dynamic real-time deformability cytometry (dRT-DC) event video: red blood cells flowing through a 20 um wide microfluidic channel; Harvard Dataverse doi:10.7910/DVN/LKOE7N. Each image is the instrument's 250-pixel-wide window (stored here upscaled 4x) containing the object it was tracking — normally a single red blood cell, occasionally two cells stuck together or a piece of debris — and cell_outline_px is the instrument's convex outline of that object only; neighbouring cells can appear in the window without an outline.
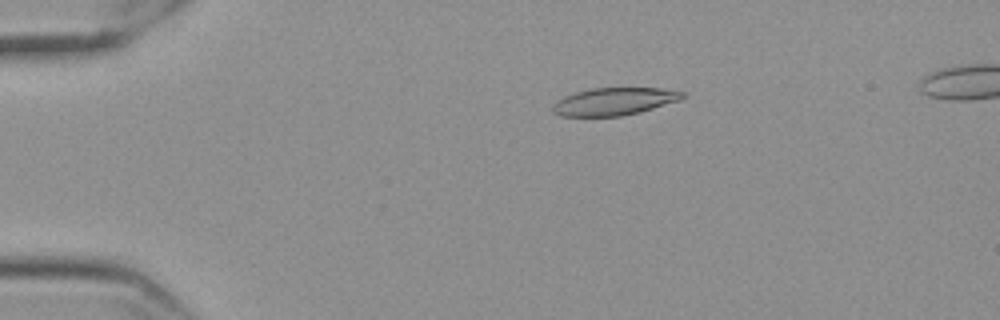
{"species": "Egyptian fruit bat (a non-hibernating species)", "species_latin": "Rousettus aegyptiacus", "temperature_condition": "cold", "stored_images_in_passage": 59, "segment_of_instrument_passage": [1, 2], "camera_frame_rate_fps": 3000, "um_per_image_px": 0.085, "frame": {"image": 1, "passage_image": 12, "time_ms": 3.667, "image_size_px": [1000, 320], "cell_outline_px": [[688, 96], [680, 100], [640, 112], [620, 116], [560, 116], [552, 112], [552, 104], [556, 100], [564, 96], [576, 92], [592, 88], [660, 88], [688, 92]], "centroid_in_image_um": [52.23, 8.62], "position_along_channel_um": 32.8, "area_um2": 21.04}}
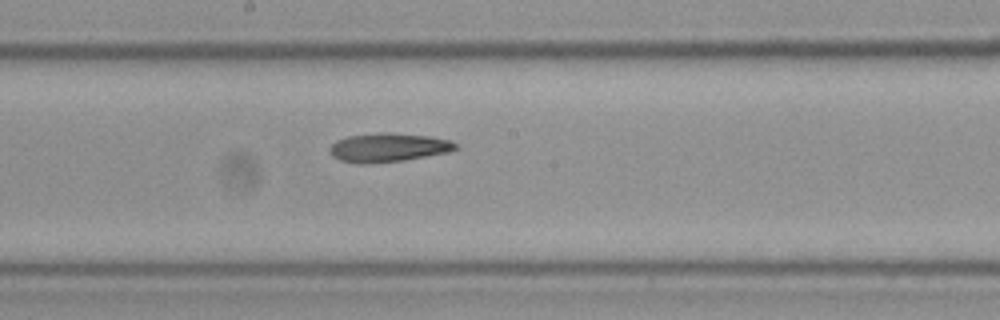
{"frame": {"image": 2, "passage_image": 32, "time_ms": 10.333, "image_size_px": [1000, 320], "cell_outline_px": [[460, 148], [448, 152], [404, 160], [364, 164], [356, 164], [340, 160], [332, 156], [328, 152], [328, 148], [336, 140], [348, 136], [380, 132], [388, 132], [432, 136], [452, 140]], "centroid_in_image_um": [32.99, 12.53], "position_along_channel_um": 215.2, "area_um2": 21.44}}
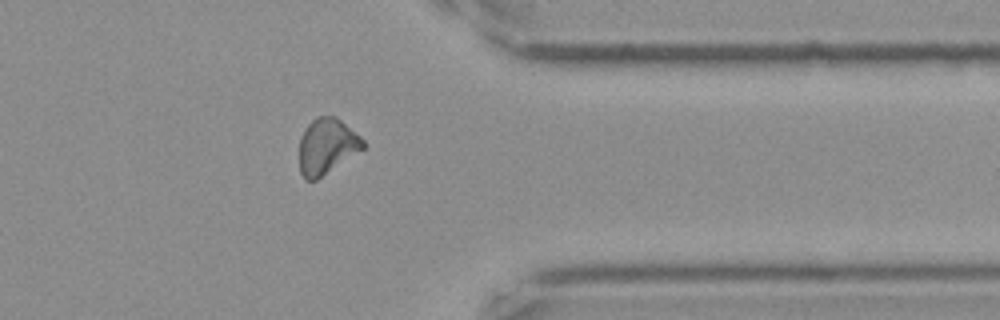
{"frame": {"image": 3, "passage_image": 47, "time_ms": 15.333, "image_size_px": [1000, 320], "cell_outline_px": [[364, 148], [316, 180], [304, 180], [300, 172], [300, 136], [308, 124], [316, 116], [336, 116], [360, 136], [364, 140]], "centroid_in_image_um": [27.76, 12.42], "position_along_channel_um": 383.6, "area_um2": 20.52}}